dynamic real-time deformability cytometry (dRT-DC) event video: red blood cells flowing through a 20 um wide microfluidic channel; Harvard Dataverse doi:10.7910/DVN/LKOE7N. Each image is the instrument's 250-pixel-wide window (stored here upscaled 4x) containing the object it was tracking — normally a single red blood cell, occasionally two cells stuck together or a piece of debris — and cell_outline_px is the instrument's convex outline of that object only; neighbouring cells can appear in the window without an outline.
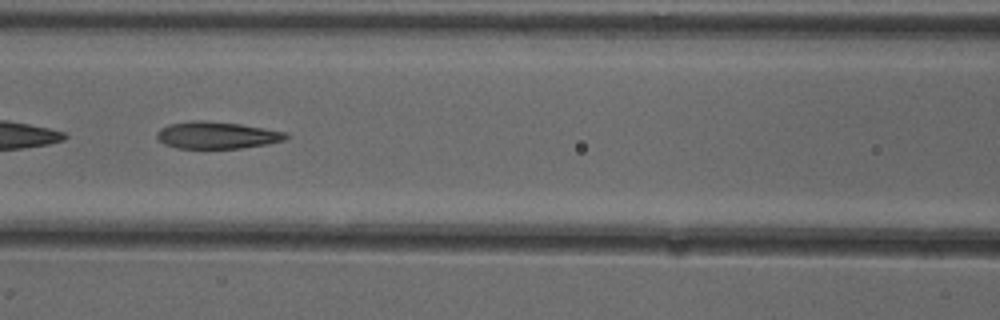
{"species": "common noctule bat (a hibernating species)", "species_latin": "Nyctalus noctula", "temperature_condition": "cold", "stored_images_in_passage": 51, "camera_frame_rate_fps": 3000, "um_per_image_px": 0.085, "animal": {"sex": "female"}, "frame": {"image": 1, "passage_image": 22, "time_ms": 7.0, "image_size_px": [1000, 320], "cell_outline_px": [[292, 136], [284, 140], [268, 144], [240, 148], [176, 148], [164, 144], [156, 136], [156, 132], [160, 128], [168, 124], [192, 120], [204, 120], [240, 124], [264, 128], [284, 132]], "centroid_in_image_um": [18.42, 11.48], "position_along_channel_um": 148.2, "area_um2": 20.4}, "authors_computed_cell_mechanics": {"area_um2": 20.808, "velocity_mm_per_s": 3.9419, "shape_relaxation_time_tau1_ms": 5.5071, "shape_relaxation_time_tau2_ms": 2.0029, "deformation_change_tau1": 0.1852, "deformation_change_tau2": 0.113}}